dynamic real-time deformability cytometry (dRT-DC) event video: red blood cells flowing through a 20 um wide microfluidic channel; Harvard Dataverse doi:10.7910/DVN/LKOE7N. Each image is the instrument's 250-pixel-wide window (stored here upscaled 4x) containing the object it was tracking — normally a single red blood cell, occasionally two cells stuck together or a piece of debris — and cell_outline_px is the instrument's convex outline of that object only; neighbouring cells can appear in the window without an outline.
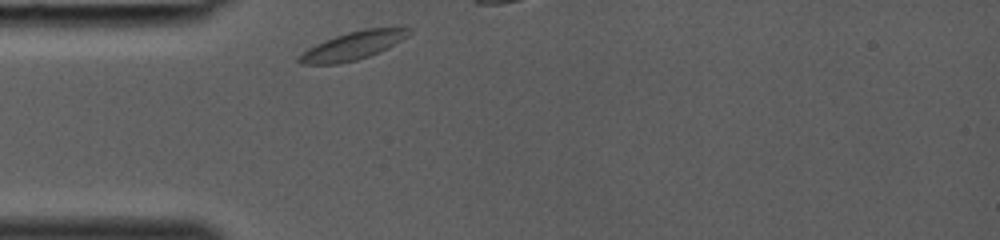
{"species": "common noctule bat (a hibernating species)", "species_latin": "Nyctalus noctula", "temperature_condition": "room temperature", "stored_images_in_passage": 23, "camera_frame_rate_fps": 3000, "um_per_image_px": 0.085, "animal": {"sex": "female", "body_mass_g": 19.0, "forearm_length_mm": 53.3}, "frame": {"image": 1, "passage_image": 1, "time_ms": 0.0, "image_size_px": [1000, 240], "cell_outline_px": [[412, 32], [408, 36], [388, 48], [368, 56], [356, 60], [340, 64], [300, 64], [296, 60], [308, 48], [324, 40], [348, 32], [364, 28], [412, 28]], "centroid_in_image_um": [30.01, 3.89], "position_along_channel_um": 55.0, "area_um2": 17.86}}
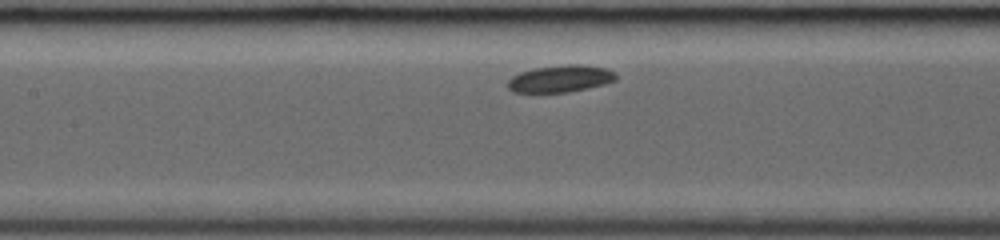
{"frame": {"image": 2, "passage_image": 8, "time_ms": 2.333, "image_size_px": [1000, 240], "cell_outline_px": [[616, 80], [604, 84], [568, 92], [512, 92], [508, 88], [508, 80], [512, 76], [520, 72], [536, 68], [568, 64], [584, 64], [608, 68], [616, 72]], "centroid_in_image_um": [47.66, 6.68], "position_along_channel_um": 159.7, "area_um2": 17.05}}
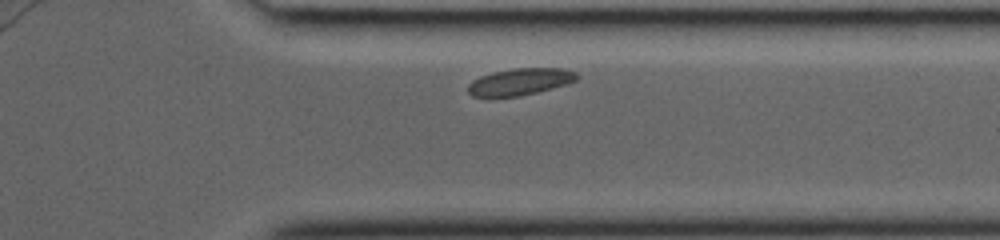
{"frame": {"image": 3, "passage_image": 21, "time_ms": 6.667, "image_size_px": [1000, 240], "cell_outline_px": [[580, 76], [576, 80], [552, 88], [520, 96], [488, 100], [472, 96], [468, 92], [468, 84], [472, 80], [480, 76], [492, 72], [516, 68], [564, 68], [576, 72]], "centroid_in_image_um": [44.12, 6.98], "position_along_channel_um": 367.3, "area_um2": 17.57}}